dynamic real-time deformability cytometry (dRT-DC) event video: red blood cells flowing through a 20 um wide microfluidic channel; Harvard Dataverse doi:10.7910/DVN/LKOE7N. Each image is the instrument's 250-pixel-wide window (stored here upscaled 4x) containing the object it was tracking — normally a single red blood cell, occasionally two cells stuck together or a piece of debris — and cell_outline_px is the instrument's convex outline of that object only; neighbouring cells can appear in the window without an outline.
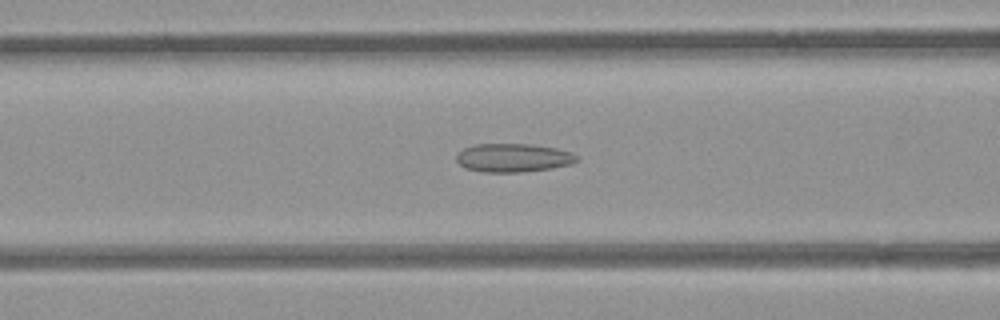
{"species": "common noctule bat (a hibernating species)", "species_latin": "Nyctalus noctula", "temperature_condition": "room temperature", "stored_images_in_passage": 54, "camera_frame_rate_fps": 3000, "um_per_image_px": 0.085, "animal": {"sex": "female", "body_mass_g": 21.9}, "frame": {"image": 1, "passage_image": 22, "time_ms": 7.0, "image_size_px": [1000, 320], "cell_outline_px": [[580, 160], [572, 164], [552, 168], [520, 172], [484, 172], [464, 168], [456, 160], [456, 156], [464, 148], [476, 144], [532, 144], [556, 148], [572, 152]], "centroid_in_image_um": [43.65, 13.41], "position_along_channel_um": 123.0, "area_um2": 20.06}}
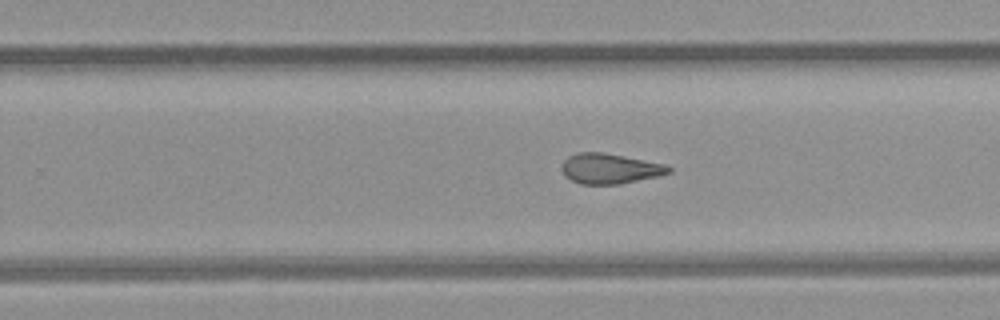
{"frame": {"image": 2, "passage_image": 34, "time_ms": 11.0, "image_size_px": [1000, 320], "cell_outline_px": [[672, 172], [656, 176], [620, 184], [580, 184], [564, 176], [560, 168], [564, 160], [568, 156], [580, 152], [600, 152], [624, 156], [664, 164], [672, 168]], "centroid_in_image_um": [51.8, 14.33], "position_along_channel_um": 278.0, "area_um2": 18.73}}
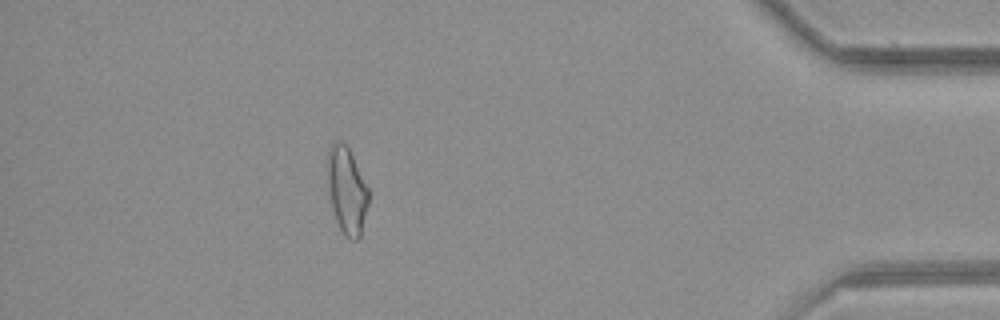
{"frame": {"image": 3, "passage_image": 48, "time_ms": 15.667, "image_size_px": [1000, 320], "cell_outline_px": [[368, 204], [360, 236], [356, 240], [348, 240], [344, 236], [336, 220], [332, 208], [328, 192], [328, 148], [332, 140], [340, 140], [348, 148], [368, 188]], "centroid_in_image_um": [29.46, 16.2], "position_along_channel_um": 405.7, "area_um2": 20.63}, "authors_computed_cell_mechanics": {"area_um2": 20.6057, "velocity_mm_per_s": 3.8715, "shape_relaxation_time_tau1_ms": null, "shape_relaxation_time_tau2_ms": 2.0525, "deformation_change_tau1": null, "deformation_change_tau2": 0.0876}}